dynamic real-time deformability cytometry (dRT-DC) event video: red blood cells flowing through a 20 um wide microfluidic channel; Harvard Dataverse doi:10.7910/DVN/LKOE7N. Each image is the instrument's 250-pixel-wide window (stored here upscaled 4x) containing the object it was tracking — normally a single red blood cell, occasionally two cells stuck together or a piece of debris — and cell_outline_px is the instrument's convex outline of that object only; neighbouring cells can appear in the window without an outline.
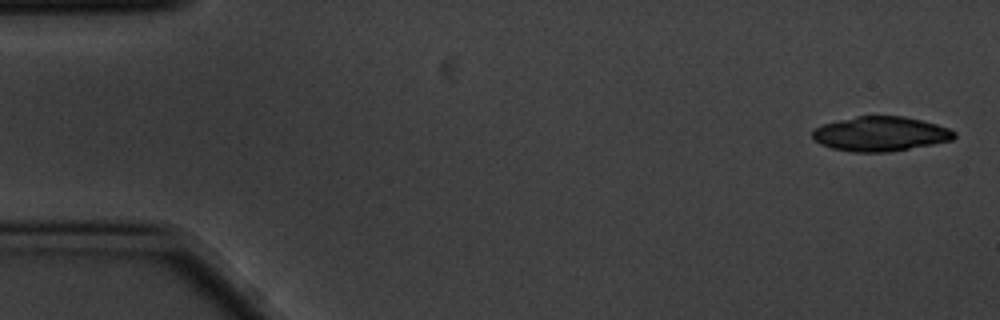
{"species": "common noctule bat (a hibernating species)", "species_latin": "Nyctalus noctula", "temperature_condition": "cold", "stored_images_in_passage": 4, "camera_frame_rate_fps": 3000, "um_per_image_px": 0.085, "animal": {"sex": "male", "body_mass_g": 20.1, "forearm_length_mm": 53.5}, "frame": {"image": 1, "passage_image": 1, "time_ms": 0.0, "image_size_px": [1000, 320], "cell_outline_px": [[956, 136], [952, 140], [932, 144], [888, 152], [852, 152], [832, 148], [820, 144], [812, 136], [812, 128], [824, 124], [856, 116], [904, 116], [936, 124], [948, 128], [956, 132]], "centroid_in_image_um": [74.83, 11.38], "position_along_channel_um": 10.2, "area_um2": 28.44}}